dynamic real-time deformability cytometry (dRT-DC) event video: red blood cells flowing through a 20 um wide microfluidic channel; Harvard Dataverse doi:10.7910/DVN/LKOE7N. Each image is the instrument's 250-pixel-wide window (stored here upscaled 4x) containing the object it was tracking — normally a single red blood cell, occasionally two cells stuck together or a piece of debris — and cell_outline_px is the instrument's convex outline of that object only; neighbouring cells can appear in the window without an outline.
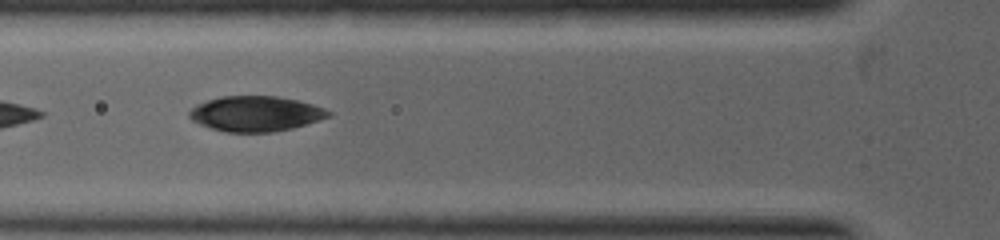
{"species": "common noctule bat (a hibernating species)", "species_latin": "Nyctalus noctula", "temperature_condition": "warm", "stored_images_in_passage": 21, "camera_frame_rate_fps": 5000, "um_per_image_px": 0.085, "animal": {"sex": "female", "body_mass_g": 19.0, "forearm_length_mm": 53.3}, "frame": {"image": 1, "passage_image": 4, "time_ms": 1.0, "image_size_px": [1000, 240], "cell_outline_px": [[332, 116], [292, 128], [272, 132], [228, 132], [212, 128], [200, 124], [192, 120], [188, 116], [188, 112], [196, 104], [220, 96], [276, 96], [296, 100], [312, 104], [324, 108], [332, 112]], "centroid_in_image_um": [21.73, 9.66], "position_along_channel_um": 104.1, "area_um2": 28.5}}